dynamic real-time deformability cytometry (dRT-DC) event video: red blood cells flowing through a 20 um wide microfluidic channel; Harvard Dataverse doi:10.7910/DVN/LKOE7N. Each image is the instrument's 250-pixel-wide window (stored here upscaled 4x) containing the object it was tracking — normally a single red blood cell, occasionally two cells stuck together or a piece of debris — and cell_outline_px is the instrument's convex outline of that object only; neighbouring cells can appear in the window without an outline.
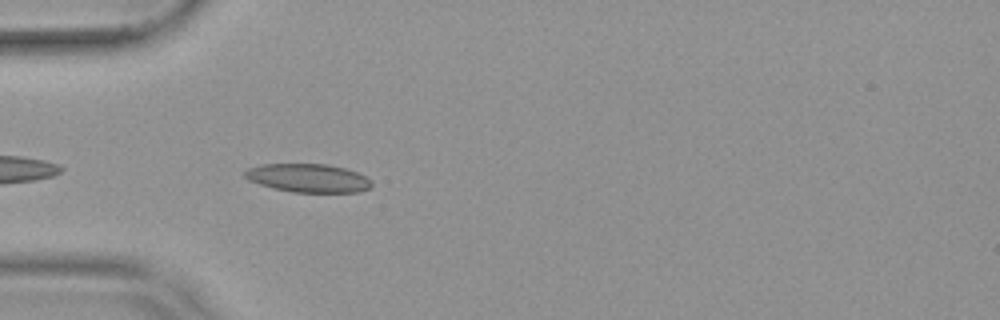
{"species": "common noctule bat (a hibernating species)", "species_latin": "Nyctalus noctula", "temperature_condition": "warm", "stored_images_in_passage": 6, "camera_frame_rate_fps": 3000, "um_per_image_px": 0.085, "animal": {"sex": "female", "body_mass_g": 19.9}, "frame": {"image": 1, "passage_image": 3, "time_ms": 0.667, "image_size_px": [1000, 320], "cell_outline_px": [[372, 184], [368, 188], [356, 192], [292, 192], [272, 188], [248, 180], [244, 176], [244, 172], [248, 168], [264, 164], [328, 164], [344, 168], [356, 172], [372, 180]], "centroid_in_image_um": [26.17, 15.13], "position_along_channel_um": 58.8, "area_um2": 20.92}}